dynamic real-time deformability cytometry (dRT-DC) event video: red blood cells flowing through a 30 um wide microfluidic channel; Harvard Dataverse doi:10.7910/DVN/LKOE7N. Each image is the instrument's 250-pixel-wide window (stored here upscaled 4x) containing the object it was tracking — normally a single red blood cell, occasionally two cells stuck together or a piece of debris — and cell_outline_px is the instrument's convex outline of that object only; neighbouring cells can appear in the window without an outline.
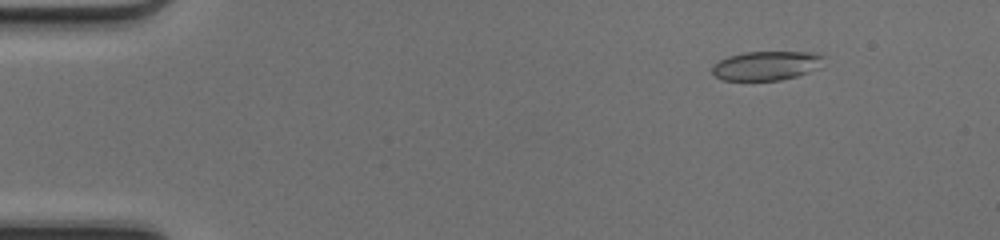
{"species": "common noctule bat (a hibernating species)", "species_latin": "Nyctalus noctula", "temperature_condition": "cold", "stored_images_in_passage": 49, "camera_frame_rate_fps": 3000, "um_per_image_px": 0.085, "animal": {"sex": "female", "body_mass_g": 17.0, "forearm_length_mm": 48.0}, "frame": {"image": 1, "passage_image": 6, "time_ms": 1.667, "image_size_px": [1000, 240], "cell_outline_px": [[824, 56], [820, 68], [796, 76], [780, 80], [720, 80], [712, 72], [712, 68], [720, 60], [728, 56], [744, 52], [812, 52]], "centroid_in_image_um": [65.15, 5.58], "position_along_channel_um": 19.8, "area_um2": 18.84}}
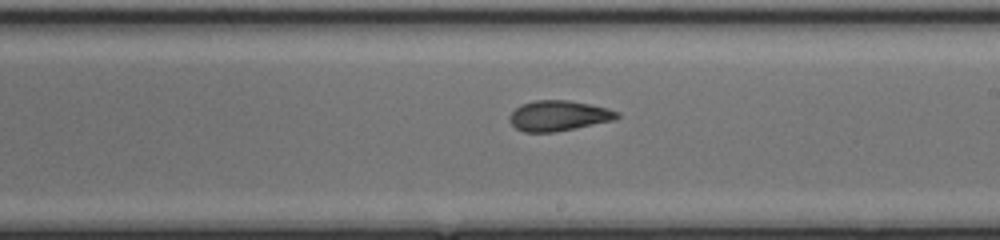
{"frame": {"image": 2, "passage_image": 29, "time_ms": 9.333, "image_size_px": [1000, 240], "cell_outline_px": [[620, 116], [616, 120], [576, 128], [552, 132], [524, 132], [516, 128], [508, 120], [508, 116], [520, 104], [536, 100], [568, 100], [608, 108], [620, 112]], "centroid_in_image_um": [47.49, 9.84], "position_along_channel_um": 241.5, "area_um2": 19.13}}
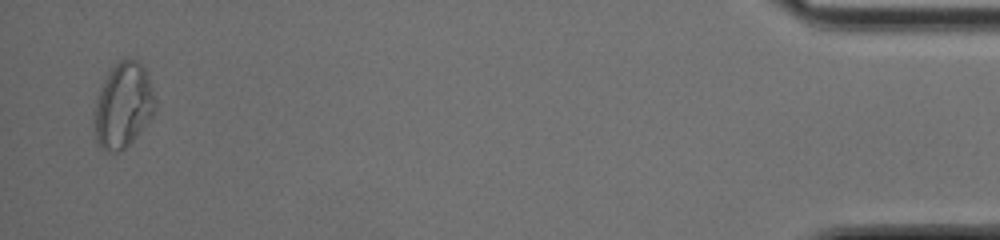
{"frame": {"image": 3, "passage_image": 48, "time_ms": 15.667, "image_size_px": [1000, 240], "cell_outline_px": [[156, 108], [152, 116], [136, 136], [120, 152], [108, 152], [100, 148], [96, 140], [92, 120], [96, 100], [100, 84], [112, 68], [120, 60], [136, 60], [144, 68], [156, 100]], "centroid_in_image_um": [10.42, 9.0], "position_along_channel_um": 424.8, "area_um2": 30.17}, "authors_computed_cell_mechanics": {"area_um2": 19.7098, "velocity_mm_per_s": 4.2284, "shape_relaxation_time_tau1_ms": null, "shape_relaxation_time_tau2_ms": 1.608, "deformation_change_tau1": null, "deformation_change_tau2": 0.069}}